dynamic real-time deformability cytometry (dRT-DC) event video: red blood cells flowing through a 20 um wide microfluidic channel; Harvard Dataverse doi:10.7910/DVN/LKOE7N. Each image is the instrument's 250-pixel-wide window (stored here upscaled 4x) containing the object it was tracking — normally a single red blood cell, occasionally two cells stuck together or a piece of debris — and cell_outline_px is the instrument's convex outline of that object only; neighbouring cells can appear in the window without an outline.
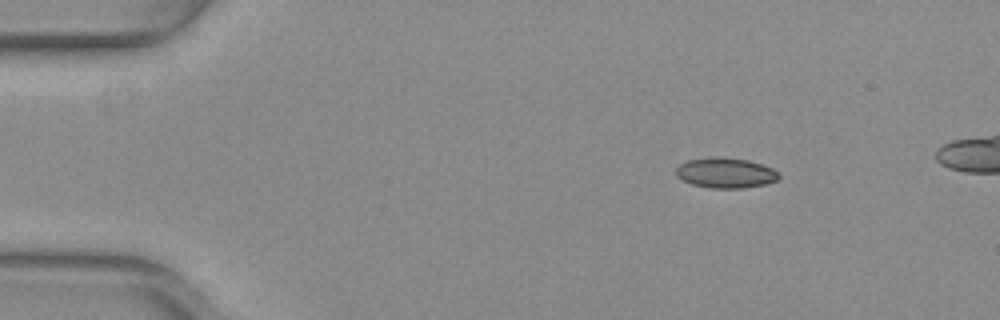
{"species": "common noctule bat (a hibernating species)", "species_latin": "Nyctalus noctula", "temperature_condition": "warm", "stored_images_in_passage": 45, "camera_frame_rate_fps": 3000, "um_per_image_px": 0.085, "animal": {"sex": "female", "body_mass_g": 29.2, "forearm_length_mm": 56.3}, "frame": {"image": 1, "passage_image": 3, "time_ms": 0.667, "image_size_px": [1000, 320], "cell_outline_px": [[780, 176], [776, 180], [764, 184], [744, 188], [712, 188], [692, 184], [676, 176], [676, 168], [680, 164], [688, 160], [716, 156], [748, 160], [772, 168], [780, 172]], "centroid_in_image_um": [61.68, 14.69], "position_along_channel_um": 23.3, "area_um2": 18.03}}
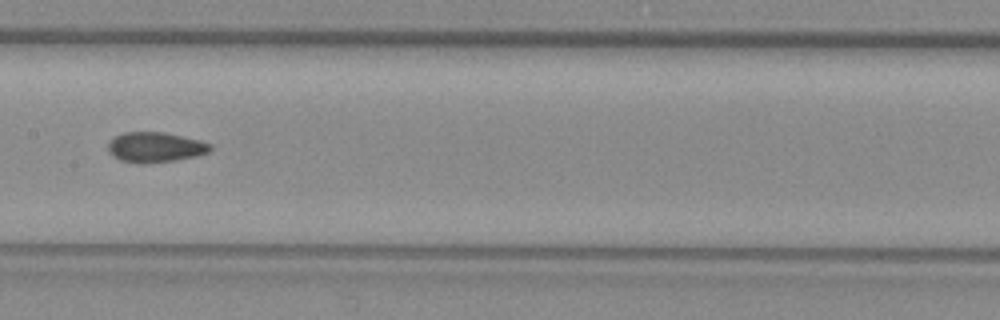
{"frame": {"image": 2, "passage_image": 22, "time_ms": 7.0, "image_size_px": [1000, 320], "cell_outline_px": [[212, 148], [208, 152], [196, 156], [176, 160], [144, 164], [140, 164], [120, 160], [112, 156], [108, 152], [108, 144], [116, 136], [124, 132], [160, 132], [200, 140], [212, 144]], "centroid_in_image_um": [13.19, 12.53], "position_along_channel_um": 194.2, "area_um2": 17.92}}
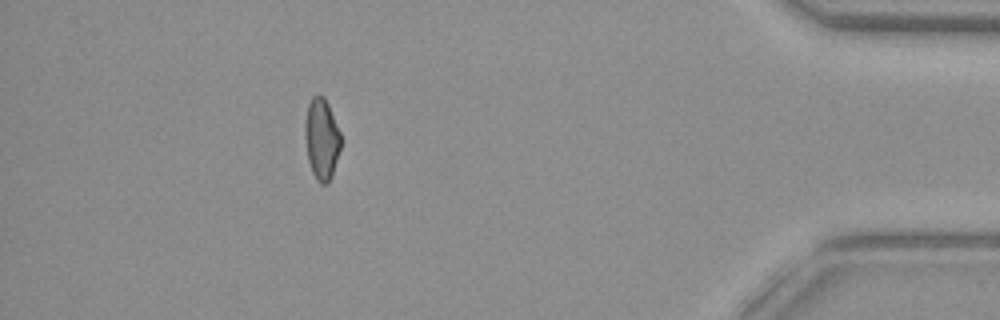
{"frame": {"image": 3, "passage_image": 42, "time_ms": 13.667, "image_size_px": [1000, 320], "cell_outline_px": [[340, 148], [332, 176], [328, 184], [320, 184], [316, 180], [312, 172], [308, 160], [304, 136], [304, 124], [308, 104], [312, 96], [324, 96], [328, 104], [340, 132]], "centroid_in_image_um": [27.32, 11.83], "position_along_channel_um": 407.9, "area_um2": 16.99}}